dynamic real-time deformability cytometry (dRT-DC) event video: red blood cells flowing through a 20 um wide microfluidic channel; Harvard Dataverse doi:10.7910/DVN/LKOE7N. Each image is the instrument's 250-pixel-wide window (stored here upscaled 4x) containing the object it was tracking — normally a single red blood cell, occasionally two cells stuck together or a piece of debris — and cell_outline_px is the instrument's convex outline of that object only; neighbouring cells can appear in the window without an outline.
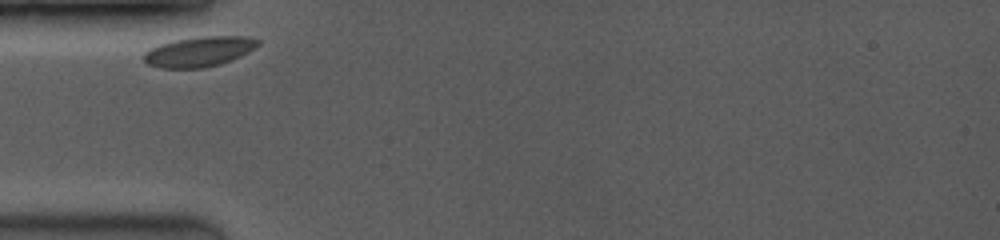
{"species": "common noctule bat (a hibernating species)", "species_latin": "Nyctalus noctula", "temperature_condition": "room temperature", "stored_images_in_passage": 34, "camera_frame_rate_fps": 3500, "um_per_image_px": 0.085, "animal": {"sex": "female", "body_mass_g": 19.0, "forearm_length_mm": 53.3}, "frame": {"image": 1, "passage_image": 1, "time_ms": 0.0, "image_size_px": [1000, 240], "cell_outline_px": [[260, 44], [248, 52], [232, 60], [220, 64], [204, 68], [160, 68], [148, 64], [144, 60], [144, 52], [160, 44], [176, 40], [200, 36], [248, 36], [260, 40]], "centroid_in_image_um": [16.96, 4.38], "position_along_channel_um": 68.0, "area_um2": 20.0}}
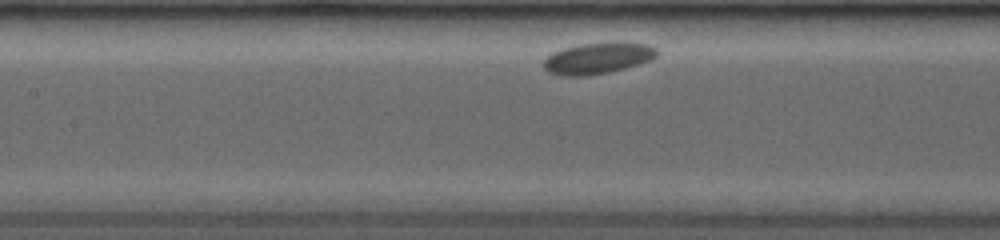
{"frame": {"image": 2, "passage_image": 10, "time_ms": 2.571, "image_size_px": [1000, 240], "cell_outline_px": [[660, 52], [652, 60], [624, 68], [608, 72], [584, 76], [560, 76], [548, 72], [544, 68], [544, 60], [552, 52], [564, 48], [580, 44], [612, 40], [620, 40], [648, 44], [656, 48]], "centroid_in_image_um": [50.86, 4.91], "position_along_channel_um": 156.5, "area_um2": 21.21}}
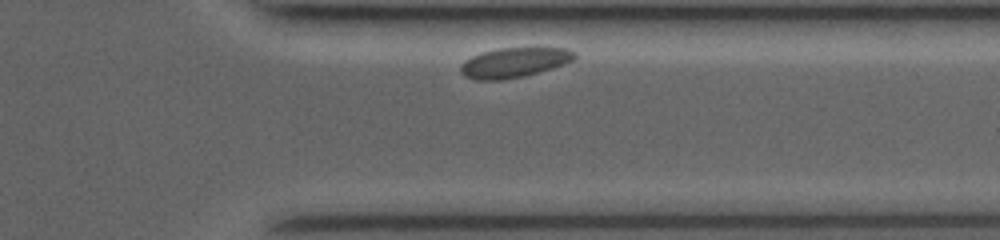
{"frame": {"image": 3, "passage_image": 31, "time_ms": 8.571, "image_size_px": [1000, 240], "cell_outline_px": [[576, 56], [572, 60], [564, 64], [552, 68], [524, 76], [500, 80], [476, 80], [464, 76], [460, 72], [460, 64], [464, 60], [472, 56], [484, 52], [500, 48], [568, 48], [576, 52]], "centroid_in_image_um": [43.68, 5.32], "position_along_channel_um": 367.7, "area_um2": 19.77}}